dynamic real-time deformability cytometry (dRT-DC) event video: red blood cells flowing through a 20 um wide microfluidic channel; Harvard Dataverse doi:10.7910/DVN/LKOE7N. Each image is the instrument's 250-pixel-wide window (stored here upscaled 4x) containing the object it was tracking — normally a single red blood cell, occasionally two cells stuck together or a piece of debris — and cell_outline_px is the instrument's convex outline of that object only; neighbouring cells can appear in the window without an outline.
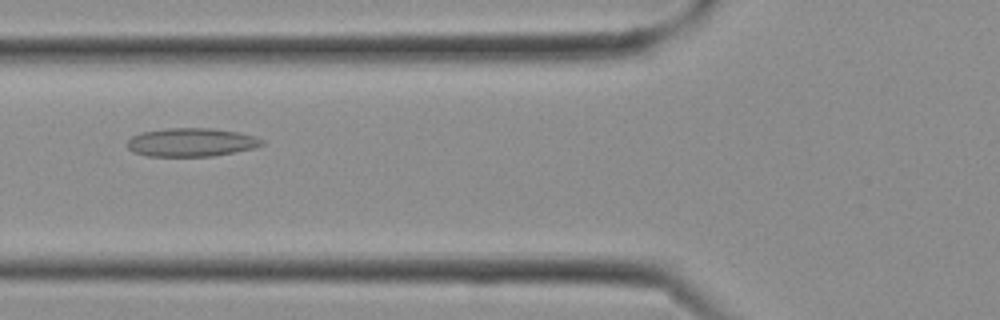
{"species": "Egyptian fruit bat (a non-hibernating species)", "species_latin": "Rousettus aegyptiacus", "temperature_condition": "cold", "stored_images_in_passage": 18, "camera_frame_rate_fps": 3000, "um_per_image_px": 0.085, "frame": {"image": 1, "passage_image": 10, "time_ms": 3.0, "image_size_px": [1000, 320], "cell_outline_px": [[264, 144], [256, 148], [212, 156], [148, 156], [132, 152], [128, 148], [128, 140], [132, 136], [144, 132], [168, 128], [212, 128], [236, 132], [256, 136], [264, 140]], "centroid_in_image_um": [16.29, 12.1], "position_along_channel_um": 109.5, "area_um2": 22.31}}
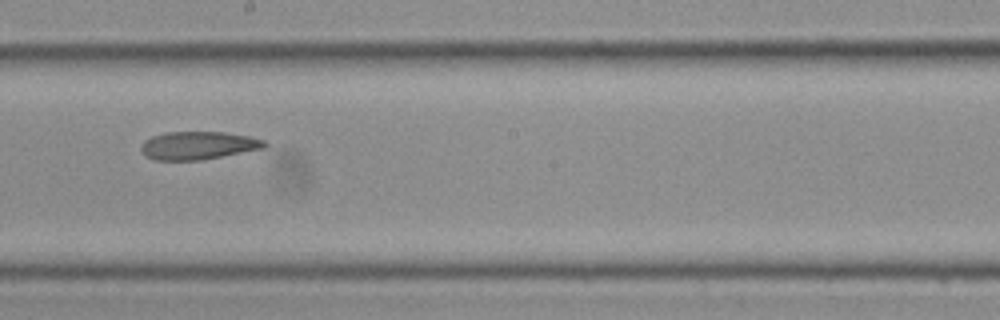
{"frame": {"image": 2, "passage_image": 15, "time_ms": 4.667, "image_size_px": [1000, 320], "cell_outline_px": [[268, 144], [264, 148], [200, 160], [152, 160], [144, 156], [140, 148], [144, 140], [152, 136], [168, 132], [224, 132], [248, 136], [264, 140]], "centroid_in_image_um": [16.81, 12.37], "position_along_channel_um": 231.4, "area_um2": 20.11}}
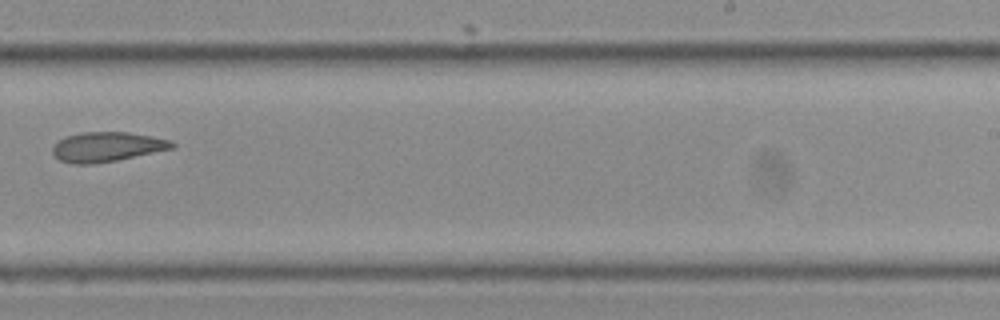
{"frame": {"image": 3, "passage_image": 17, "time_ms": 5.333, "image_size_px": [1000, 320], "cell_outline_px": [[176, 144], [172, 148], [116, 160], [92, 164], [72, 164], [60, 160], [52, 152], [52, 148], [64, 136], [80, 132], [128, 132], [172, 140]], "centroid_in_image_um": [9.07, 12.47], "position_along_channel_um": 279.9, "area_um2": 20.46}}